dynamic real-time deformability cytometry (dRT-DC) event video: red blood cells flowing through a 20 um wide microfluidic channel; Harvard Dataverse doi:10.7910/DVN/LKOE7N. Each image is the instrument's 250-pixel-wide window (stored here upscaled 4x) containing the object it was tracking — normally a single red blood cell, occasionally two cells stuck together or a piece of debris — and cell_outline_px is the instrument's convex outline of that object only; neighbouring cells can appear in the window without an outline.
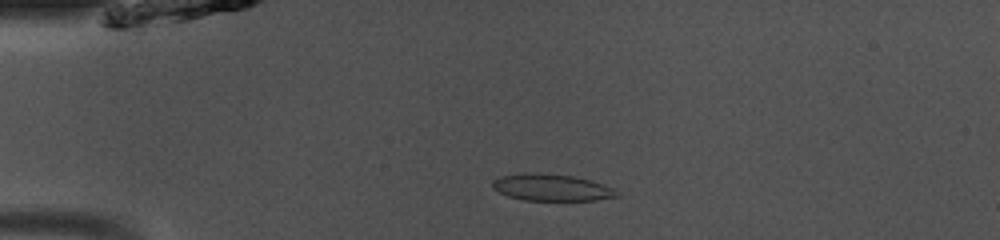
{"species": "common noctule bat (a hibernating species)", "species_latin": "Nyctalus noctula", "temperature_condition": "room temperature", "stored_images_in_passage": 47, "camera_frame_rate_fps": 3000, "um_per_image_px": 0.085, "animal": {"sex": "male", "body_mass_g": 13.0, "forearm_length_mm": 53.1}, "frame": {"image": 1, "passage_image": 10, "time_ms": 3.0, "image_size_px": [1000, 240], "cell_outline_px": [[620, 196], [596, 200], [524, 200], [508, 196], [492, 188], [492, 180], [500, 176], [536, 172], [572, 176], [588, 180], [616, 188], [620, 192]], "centroid_in_image_um": [46.91, 15.94], "position_along_channel_um": 38.1, "area_um2": 19.36}}
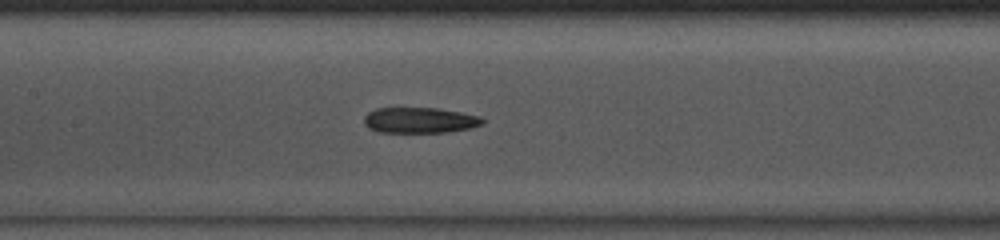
{"frame": {"image": 2, "passage_image": 22, "time_ms": 7.0, "image_size_px": [1000, 240], "cell_outline_px": [[484, 124], [472, 128], [448, 132], [380, 132], [368, 128], [364, 124], [364, 116], [368, 112], [376, 108], [436, 108], [460, 112], [480, 116], [484, 120]], "centroid_in_image_um": [35.69, 10.22], "position_along_channel_um": 171.7, "area_um2": 17.8}}
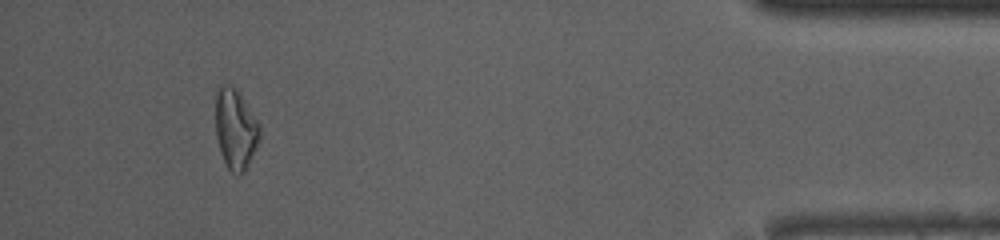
{"frame": {"image": 3, "passage_image": 44, "time_ms": 14.333, "image_size_px": [1000, 240], "cell_outline_px": [[260, 136], [256, 148], [244, 172], [236, 176], [228, 168], [220, 152], [216, 136], [216, 88], [224, 84], [236, 88], [240, 92], [260, 124]], "centroid_in_image_um": [20.02, 10.95], "position_along_channel_um": 415.2, "area_um2": 20.75}, "authors_computed_cell_mechanics": {"area_um2": 19.1896, "velocity_mm_per_s": 4.0986, "shape_relaxation_time_tau1_ms": null, "shape_relaxation_time_tau2_ms": 4.3082, "deformation_change_tau1": null, "deformation_change_tau2": 0.1272}}